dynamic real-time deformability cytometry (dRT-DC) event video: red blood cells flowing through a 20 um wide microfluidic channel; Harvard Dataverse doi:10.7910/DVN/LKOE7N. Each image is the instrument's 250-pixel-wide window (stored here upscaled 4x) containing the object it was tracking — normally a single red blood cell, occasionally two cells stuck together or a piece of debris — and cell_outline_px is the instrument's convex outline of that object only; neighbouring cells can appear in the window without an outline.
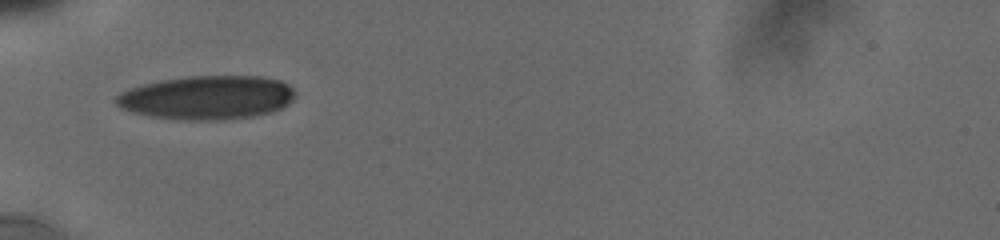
{"species": "human", "species_latin": "Homo sapiens", "temperature_condition": "cold", "stored_images_in_passage": 24, "camera_frame_rate_fps": 3000, "um_per_image_px": 0.085, "donor": {"sex": "male"}, "frame": {"image": 1, "passage_image": 1, "time_ms": 0.0, "image_size_px": [1000, 240], "cell_outline_px": [[292, 100], [288, 104], [272, 112], [252, 116], [216, 120], [184, 120], [152, 116], [132, 112], [120, 108], [116, 104], [116, 96], [120, 92], [128, 88], [160, 80], [188, 76], [260, 76], [280, 80], [288, 84], [292, 88]], "centroid_in_image_um": [17.57, 8.28], "position_along_channel_um": 67.4, "area_um2": 45.55}}
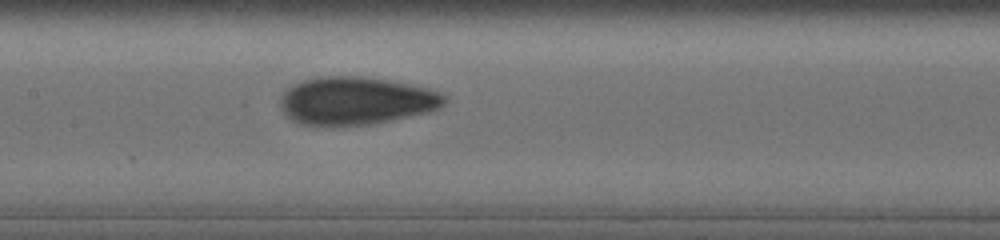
{"frame": {"image": 2, "passage_image": 13, "time_ms": 3.0, "image_size_px": [1000, 240], "cell_outline_px": [[444, 104], [440, 108], [428, 112], [392, 120], [368, 124], [300, 124], [292, 120], [280, 108], [280, 96], [292, 84], [304, 80], [320, 76], [364, 76], [412, 84], [428, 88], [440, 92], [444, 96]], "centroid_in_image_um": [30.26, 8.54], "position_along_channel_um": 177.1, "area_um2": 45.49}}
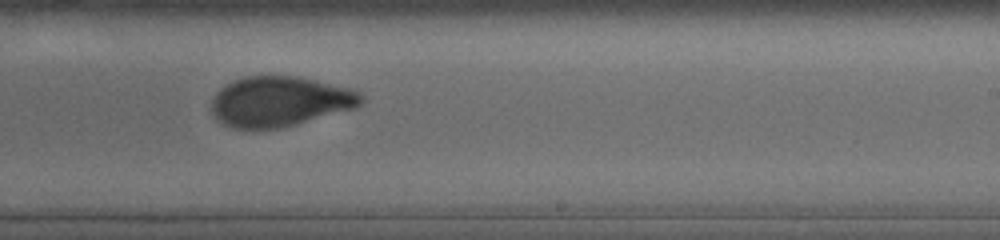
{"frame": {"image": 3, "passage_image": 23, "time_ms": 5.333, "image_size_px": [1000, 240], "cell_outline_px": [[364, 100], [356, 108], [296, 124], [280, 128], [228, 128], [220, 124], [212, 112], [212, 100], [216, 92], [220, 88], [232, 80], [244, 76], [296, 76], [316, 80], [348, 88], [360, 92], [364, 96]], "centroid_in_image_um": [23.76, 8.62], "position_along_channel_um": 265.2, "area_um2": 43.87}}